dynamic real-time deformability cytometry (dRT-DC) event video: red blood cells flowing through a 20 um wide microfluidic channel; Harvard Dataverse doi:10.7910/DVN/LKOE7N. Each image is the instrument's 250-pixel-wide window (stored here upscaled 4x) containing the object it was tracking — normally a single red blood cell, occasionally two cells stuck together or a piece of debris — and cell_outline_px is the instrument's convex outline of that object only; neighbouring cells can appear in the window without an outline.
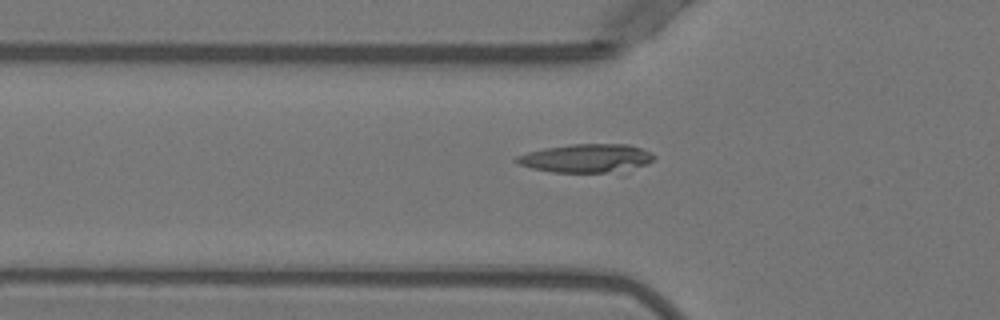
{"species": "Egyptian fruit bat (a non-hibernating species)", "species_latin": "Rousettus aegyptiacus", "temperature_condition": "warm", "stored_images_in_passage": 50, "camera_frame_rate_fps": 3000, "um_per_image_px": 0.085, "animal": {"sex": "female"}, "frame": {"image": 1, "passage_image": 18, "time_ms": 5.667, "image_size_px": [1000, 320], "cell_outline_px": [[656, 156], [648, 164], [624, 176], [552, 172], [532, 168], [520, 164], [512, 160], [516, 156], [528, 152], [544, 148], [572, 144], [628, 144], [652, 152]], "centroid_in_image_um": [49.98, 13.52], "position_along_channel_um": 75.8, "area_um2": 24.39}}
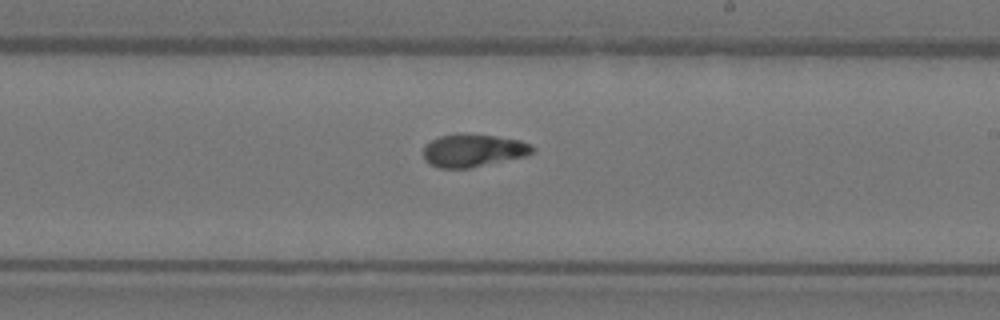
{"frame": {"image": 2, "passage_image": 31, "time_ms": 10.0, "image_size_px": [1000, 320], "cell_outline_px": [[536, 148], [532, 152], [524, 156], [468, 168], [440, 168], [428, 164], [424, 160], [424, 144], [440, 136], [460, 132], [496, 136], [520, 140], [532, 144]], "centroid_in_image_um": [40.19, 12.77], "position_along_channel_um": 248.8, "area_um2": 20.98}}
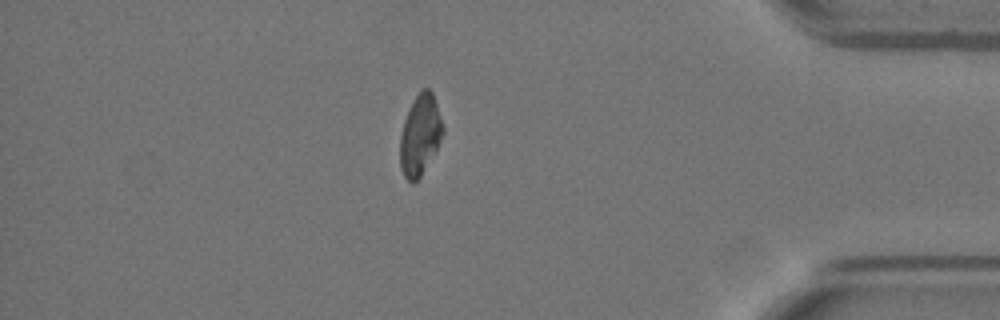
{"frame": {"image": 3, "passage_image": 45, "time_ms": 14.667, "image_size_px": [1000, 320], "cell_outline_px": [[444, 132], [436, 148], [420, 176], [412, 184], [404, 176], [400, 168], [400, 136], [404, 120], [412, 100], [424, 88], [428, 88], [432, 92], [444, 128]], "centroid_in_image_um": [35.68, 11.47], "position_along_channel_um": 399.5, "area_um2": 19.71}}